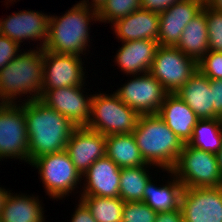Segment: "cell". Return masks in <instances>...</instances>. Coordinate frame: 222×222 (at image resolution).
I'll list each match as a JSON object with an SVG mask.
<instances>
[{
	"label": "cell",
	"instance_id": "obj_1",
	"mask_svg": "<svg viewBox=\"0 0 222 222\" xmlns=\"http://www.w3.org/2000/svg\"><path fill=\"white\" fill-rule=\"evenodd\" d=\"M29 164L36 158L66 150L76 126L61 113L38 100H24Z\"/></svg>",
	"mask_w": 222,
	"mask_h": 222
},
{
	"label": "cell",
	"instance_id": "obj_2",
	"mask_svg": "<svg viewBox=\"0 0 222 222\" xmlns=\"http://www.w3.org/2000/svg\"><path fill=\"white\" fill-rule=\"evenodd\" d=\"M89 5V0H83L59 18L49 15L48 40L43 49L56 54L81 56L90 42L89 22L91 19L98 21L97 11Z\"/></svg>",
	"mask_w": 222,
	"mask_h": 222
},
{
	"label": "cell",
	"instance_id": "obj_3",
	"mask_svg": "<svg viewBox=\"0 0 222 222\" xmlns=\"http://www.w3.org/2000/svg\"><path fill=\"white\" fill-rule=\"evenodd\" d=\"M133 136L147 164L172 170L184 143L157 114L140 115Z\"/></svg>",
	"mask_w": 222,
	"mask_h": 222
},
{
	"label": "cell",
	"instance_id": "obj_4",
	"mask_svg": "<svg viewBox=\"0 0 222 222\" xmlns=\"http://www.w3.org/2000/svg\"><path fill=\"white\" fill-rule=\"evenodd\" d=\"M42 73V48L37 47L36 50L17 55L0 71L1 103H15L16 96L28 92L30 99L27 98L26 101L38 100L41 96Z\"/></svg>",
	"mask_w": 222,
	"mask_h": 222
},
{
	"label": "cell",
	"instance_id": "obj_5",
	"mask_svg": "<svg viewBox=\"0 0 222 222\" xmlns=\"http://www.w3.org/2000/svg\"><path fill=\"white\" fill-rule=\"evenodd\" d=\"M139 116L116 93L94 94L91 100V117L86 127L105 136L130 134L136 128Z\"/></svg>",
	"mask_w": 222,
	"mask_h": 222
},
{
	"label": "cell",
	"instance_id": "obj_6",
	"mask_svg": "<svg viewBox=\"0 0 222 222\" xmlns=\"http://www.w3.org/2000/svg\"><path fill=\"white\" fill-rule=\"evenodd\" d=\"M172 172L184 188L222 186L216 154L194 148L187 143L184 145Z\"/></svg>",
	"mask_w": 222,
	"mask_h": 222
},
{
	"label": "cell",
	"instance_id": "obj_7",
	"mask_svg": "<svg viewBox=\"0 0 222 222\" xmlns=\"http://www.w3.org/2000/svg\"><path fill=\"white\" fill-rule=\"evenodd\" d=\"M30 165L39 169L38 174L50 198H64L82 179L66 150L42 155Z\"/></svg>",
	"mask_w": 222,
	"mask_h": 222
},
{
	"label": "cell",
	"instance_id": "obj_8",
	"mask_svg": "<svg viewBox=\"0 0 222 222\" xmlns=\"http://www.w3.org/2000/svg\"><path fill=\"white\" fill-rule=\"evenodd\" d=\"M198 70V62L171 46L157 48L149 73L168 93H175Z\"/></svg>",
	"mask_w": 222,
	"mask_h": 222
},
{
	"label": "cell",
	"instance_id": "obj_9",
	"mask_svg": "<svg viewBox=\"0 0 222 222\" xmlns=\"http://www.w3.org/2000/svg\"><path fill=\"white\" fill-rule=\"evenodd\" d=\"M22 104L0 102V159L11 157L29 163L24 102Z\"/></svg>",
	"mask_w": 222,
	"mask_h": 222
},
{
	"label": "cell",
	"instance_id": "obj_10",
	"mask_svg": "<svg viewBox=\"0 0 222 222\" xmlns=\"http://www.w3.org/2000/svg\"><path fill=\"white\" fill-rule=\"evenodd\" d=\"M141 75H134V79L125 83L115 93L139 115L157 114L168 92L149 72Z\"/></svg>",
	"mask_w": 222,
	"mask_h": 222
},
{
	"label": "cell",
	"instance_id": "obj_11",
	"mask_svg": "<svg viewBox=\"0 0 222 222\" xmlns=\"http://www.w3.org/2000/svg\"><path fill=\"white\" fill-rule=\"evenodd\" d=\"M180 210L184 222H222V186L183 188Z\"/></svg>",
	"mask_w": 222,
	"mask_h": 222
},
{
	"label": "cell",
	"instance_id": "obj_12",
	"mask_svg": "<svg viewBox=\"0 0 222 222\" xmlns=\"http://www.w3.org/2000/svg\"><path fill=\"white\" fill-rule=\"evenodd\" d=\"M81 86L41 89L39 100L67 117L76 127L86 126L91 117L90 97H84Z\"/></svg>",
	"mask_w": 222,
	"mask_h": 222
},
{
	"label": "cell",
	"instance_id": "obj_13",
	"mask_svg": "<svg viewBox=\"0 0 222 222\" xmlns=\"http://www.w3.org/2000/svg\"><path fill=\"white\" fill-rule=\"evenodd\" d=\"M80 57L43 49L42 89L84 85L85 73Z\"/></svg>",
	"mask_w": 222,
	"mask_h": 222
},
{
	"label": "cell",
	"instance_id": "obj_14",
	"mask_svg": "<svg viewBox=\"0 0 222 222\" xmlns=\"http://www.w3.org/2000/svg\"><path fill=\"white\" fill-rule=\"evenodd\" d=\"M66 152L83 176L96 160L106 156V136L86 126L76 127L68 139Z\"/></svg>",
	"mask_w": 222,
	"mask_h": 222
},
{
	"label": "cell",
	"instance_id": "obj_15",
	"mask_svg": "<svg viewBox=\"0 0 222 222\" xmlns=\"http://www.w3.org/2000/svg\"><path fill=\"white\" fill-rule=\"evenodd\" d=\"M48 25V15L24 10L0 20V34L19 44L23 39L38 40L43 42L40 46L43 49L48 40Z\"/></svg>",
	"mask_w": 222,
	"mask_h": 222
},
{
	"label": "cell",
	"instance_id": "obj_16",
	"mask_svg": "<svg viewBox=\"0 0 222 222\" xmlns=\"http://www.w3.org/2000/svg\"><path fill=\"white\" fill-rule=\"evenodd\" d=\"M201 0H182L159 14V46L175 47L186 25L202 10Z\"/></svg>",
	"mask_w": 222,
	"mask_h": 222
},
{
	"label": "cell",
	"instance_id": "obj_17",
	"mask_svg": "<svg viewBox=\"0 0 222 222\" xmlns=\"http://www.w3.org/2000/svg\"><path fill=\"white\" fill-rule=\"evenodd\" d=\"M121 168L107 156L96 160L83 174L86 180L81 196L119 197Z\"/></svg>",
	"mask_w": 222,
	"mask_h": 222
},
{
	"label": "cell",
	"instance_id": "obj_18",
	"mask_svg": "<svg viewBox=\"0 0 222 222\" xmlns=\"http://www.w3.org/2000/svg\"><path fill=\"white\" fill-rule=\"evenodd\" d=\"M157 115L186 144L190 141L193 128L199 118L194 111L175 93H168Z\"/></svg>",
	"mask_w": 222,
	"mask_h": 222
},
{
	"label": "cell",
	"instance_id": "obj_19",
	"mask_svg": "<svg viewBox=\"0 0 222 222\" xmlns=\"http://www.w3.org/2000/svg\"><path fill=\"white\" fill-rule=\"evenodd\" d=\"M159 14L139 9L114 21V32L120 41L156 40L158 41Z\"/></svg>",
	"mask_w": 222,
	"mask_h": 222
},
{
	"label": "cell",
	"instance_id": "obj_20",
	"mask_svg": "<svg viewBox=\"0 0 222 222\" xmlns=\"http://www.w3.org/2000/svg\"><path fill=\"white\" fill-rule=\"evenodd\" d=\"M115 61L127 75L147 73L152 66L159 43L156 40H136L122 42Z\"/></svg>",
	"mask_w": 222,
	"mask_h": 222
},
{
	"label": "cell",
	"instance_id": "obj_21",
	"mask_svg": "<svg viewBox=\"0 0 222 222\" xmlns=\"http://www.w3.org/2000/svg\"><path fill=\"white\" fill-rule=\"evenodd\" d=\"M199 119H213V96L210 79L199 70L176 92Z\"/></svg>",
	"mask_w": 222,
	"mask_h": 222
},
{
	"label": "cell",
	"instance_id": "obj_22",
	"mask_svg": "<svg viewBox=\"0 0 222 222\" xmlns=\"http://www.w3.org/2000/svg\"><path fill=\"white\" fill-rule=\"evenodd\" d=\"M40 203L35 196L13 195L8 191L0 209V222H44Z\"/></svg>",
	"mask_w": 222,
	"mask_h": 222
},
{
	"label": "cell",
	"instance_id": "obj_23",
	"mask_svg": "<svg viewBox=\"0 0 222 222\" xmlns=\"http://www.w3.org/2000/svg\"><path fill=\"white\" fill-rule=\"evenodd\" d=\"M175 47L197 62L209 51L205 4L202 10L186 25Z\"/></svg>",
	"mask_w": 222,
	"mask_h": 222
},
{
	"label": "cell",
	"instance_id": "obj_24",
	"mask_svg": "<svg viewBox=\"0 0 222 222\" xmlns=\"http://www.w3.org/2000/svg\"><path fill=\"white\" fill-rule=\"evenodd\" d=\"M166 171L172 174V182L168 181V184L156 187L152 180H150L144 190L143 202L156 213L180 209L181 194L184 187L172 170Z\"/></svg>",
	"mask_w": 222,
	"mask_h": 222
},
{
	"label": "cell",
	"instance_id": "obj_25",
	"mask_svg": "<svg viewBox=\"0 0 222 222\" xmlns=\"http://www.w3.org/2000/svg\"><path fill=\"white\" fill-rule=\"evenodd\" d=\"M106 156L120 168L147 165L132 133L106 136Z\"/></svg>",
	"mask_w": 222,
	"mask_h": 222
},
{
	"label": "cell",
	"instance_id": "obj_26",
	"mask_svg": "<svg viewBox=\"0 0 222 222\" xmlns=\"http://www.w3.org/2000/svg\"><path fill=\"white\" fill-rule=\"evenodd\" d=\"M187 144L217 154L222 147V118L199 119Z\"/></svg>",
	"mask_w": 222,
	"mask_h": 222
},
{
	"label": "cell",
	"instance_id": "obj_27",
	"mask_svg": "<svg viewBox=\"0 0 222 222\" xmlns=\"http://www.w3.org/2000/svg\"><path fill=\"white\" fill-rule=\"evenodd\" d=\"M148 165L152 166L151 164H147L121 168L119 197L124 202L143 201L145 187L151 180L148 175L150 173L146 169Z\"/></svg>",
	"mask_w": 222,
	"mask_h": 222
},
{
	"label": "cell",
	"instance_id": "obj_28",
	"mask_svg": "<svg viewBox=\"0 0 222 222\" xmlns=\"http://www.w3.org/2000/svg\"><path fill=\"white\" fill-rule=\"evenodd\" d=\"M96 222H121L125 202L120 197L81 196Z\"/></svg>",
	"mask_w": 222,
	"mask_h": 222
},
{
	"label": "cell",
	"instance_id": "obj_29",
	"mask_svg": "<svg viewBox=\"0 0 222 222\" xmlns=\"http://www.w3.org/2000/svg\"><path fill=\"white\" fill-rule=\"evenodd\" d=\"M139 9H141V0H107L97 11L98 20L113 23Z\"/></svg>",
	"mask_w": 222,
	"mask_h": 222
},
{
	"label": "cell",
	"instance_id": "obj_30",
	"mask_svg": "<svg viewBox=\"0 0 222 222\" xmlns=\"http://www.w3.org/2000/svg\"><path fill=\"white\" fill-rule=\"evenodd\" d=\"M209 51L222 52V13L205 4Z\"/></svg>",
	"mask_w": 222,
	"mask_h": 222
},
{
	"label": "cell",
	"instance_id": "obj_31",
	"mask_svg": "<svg viewBox=\"0 0 222 222\" xmlns=\"http://www.w3.org/2000/svg\"><path fill=\"white\" fill-rule=\"evenodd\" d=\"M157 213L143 201L125 202L121 222H155Z\"/></svg>",
	"mask_w": 222,
	"mask_h": 222
},
{
	"label": "cell",
	"instance_id": "obj_32",
	"mask_svg": "<svg viewBox=\"0 0 222 222\" xmlns=\"http://www.w3.org/2000/svg\"><path fill=\"white\" fill-rule=\"evenodd\" d=\"M198 70L210 80H222V52L208 51L198 62Z\"/></svg>",
	"mask_w": 222,
	"mask_h": 222
},
{
	"label": "cell",
	"instance_id": "obj_33",
	"mask_svg": "<svg viewBox=\"0 0 222 222\" xmlns=\"http://www.w3.org/2000/svg\"><path fill=\"white\" fill-rule=\"evenodd\" d=\"M20 44L0 34V71L12 61L19 52Z\"/></svg>",
	"mask_w": 222,
	"mask_h": 222
},
{
	"label": "cell",
	"instance_id": "obj_34",
	"mask_svg": "<svg viewBox=\"0 0 222 222\" xmlns=\"http://www.w3.org/2000/svg\"><path fill=\"white\" fill-rule=\"evenodd\" d=\"M213 96V119L222 118V80H210Z\"/></svg>",
	"mask_w": 222,
	"mask_h": 222
},
{
	"label": "cell",
	"instance_id": "obj_35",
	"mask_svg": "<svg viewBox=\"0 0 222 222\" xmlns=\"http://www.w3.org/2000/svg\"><path fill=\"white\" fill-rule=\"evenodd\" d=\"M182 0H141V9L161 14L173 4Z\"/></svg>",
	"mask_w": 222,
	"mask_h": 222
},
{
	"label": "cell",
	"instance_id": "obj_36",
	"mask_svg": "<svg viewBox=\"0 0 222 222\" xmlns=\"http://www.w3.org/2000/svg\"><path fill=\"white\" fill-rule=\"evenodd\" d=\"M72 216L71 222H96L87 206L81 200Z\"/></svg>",
	"mask_w": 222,
	"mask_h": 222
},
{
	"label": "cell",
	"instance_id": "obj_37",
	"mask_svg": "<svg viewBox=\"0 0 222 222\" xmlns=\"http://www.w3.org/2000/svg\"><path fill=\"white\" fill-rule=\"evenodd\" d=\"M155 222H184L180 209L157 213Z\"/></svg>",
	"mask_w": 222,
	"mask_h": 222
},
{
	"label": "cell",
	"instance_id": "obj_38",
	"mask_svg": "<svg viewBox=\"0 0 222 222\" xmlns=\"http://www.w3.org/2000/svg\"><path fill=\"white\" fill-rule=\"evenodd\" d=\"M208 5L218 12L222 13V0H211Z\"/></svg>",
	"mask_w": 222,
	"mask_h": 222
},
{
	"label": "cell",
	"instance_id": "obj_39",
	"mask_svg": "<svg viewBox=\"0 0 222 222\" xmlns=\"http://www.w3.org/2000/svg\"><path fill=\"white\" fill-rule=\"evenodd\" d=\"M93 3L91 4V9L98 11L107 0H91Z\"/></svg>",
	"mask_w": 222,
	"mask_h": 222
},
{
	"label": "cell",
	"instance_id": "obj_40",
	"mask_svg": "<svg viewBox=\"0 0 222 222\" xmlns=\"http://www.w3.org/2000/svg\"><path fill=\"white\" fill-rule=\"evenodd\" d=\"M216 157H217V161L219 163L220 175L222 178V147L220 148V150L216 154Z\"/></svg>",
	"mask_w": 222,
	"mask_h": 222
},
{
	"label": "cell",
	"instance_id": "obj_41",
	"mask_svg": "<svg viewBox=\"0 0 222 222\" xmlns=\"http://www.w3.org/2000/svg\"><path fill=\"white\" fill-rule=\"evenodd\" d=\"M7 192H8V190H5L4 188L0 187V209L2 207V203H3L4 197L6 196Z\"/></svg>",
	"mask_w": 222,
	"mask_h": 222
},
{
	"label": "cell",
	"instance_id": "obj_42",
	"mask_svg": "<svg viewBox=\"0 0 222 222\" xmlns=\"http://www.w3.org/2000/svg\"><path fill=\"white\" fill-rule=\"evenodd\" d=\"M204 4H208L211 0H201Z\"/></svg>",
	"mask_w": 222,
	"mask_h": 222
}]
</instances>
